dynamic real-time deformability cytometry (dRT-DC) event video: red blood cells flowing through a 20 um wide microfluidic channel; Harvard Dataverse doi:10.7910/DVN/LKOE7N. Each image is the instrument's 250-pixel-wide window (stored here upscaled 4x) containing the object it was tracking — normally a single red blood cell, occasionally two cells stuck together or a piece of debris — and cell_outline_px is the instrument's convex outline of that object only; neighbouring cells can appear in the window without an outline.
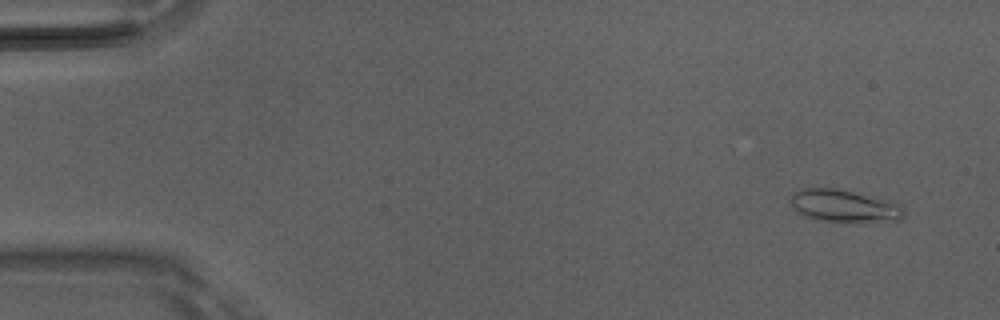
{"species": "Egyptian fruit bat (a non-hibernating species)", "species_latin": "Rousettus aegyptiacus", "temperature_condition": "room temperature", "stored_images_in_passage": 4, "camera_frame_rate_fps": 3000, "um_per_image_px": 0.085, "animal": {"sex": "male"}, "frame": {"image": 1, "passage_image": 1, "time_ms": 0.0, "image_size_px": [1000, 320], "cell_outline_px": [[904, 216], [900, 220], [856, 224], [848, 224], [816, 220], [800, 212], [792, 204], [792, 196], [800, 188], [836, 188], [892, 200], [900, 204], [904, 208]], "centroid_in_image_um": [71.88, 17.54], "position_along_channel_um": 13.1, "area_um2": 22.02}}